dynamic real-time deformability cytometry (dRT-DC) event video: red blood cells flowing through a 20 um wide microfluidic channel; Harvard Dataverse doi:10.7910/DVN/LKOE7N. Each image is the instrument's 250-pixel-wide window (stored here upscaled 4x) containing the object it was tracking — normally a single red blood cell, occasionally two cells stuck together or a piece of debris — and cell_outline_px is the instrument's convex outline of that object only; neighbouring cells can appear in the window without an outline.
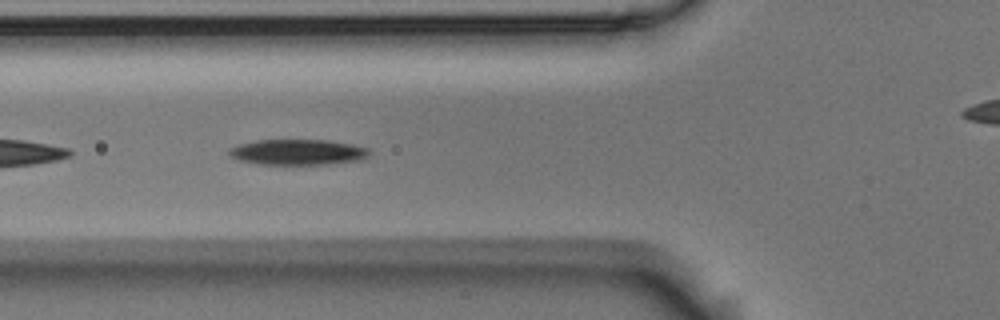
{"species": "Egyptian fruit bat (a non-hibernating species)", "species_latin": "Rousettus aegyptiacus", "temperature_condition": "room temperature", "stored_images_in_passage": 41, "camera_frame_rate_fps": 3000, "um_per_image_px": 0.085, "animal": {"sex": "male"}, "frame": {"image": 1, "passage_image": 4, "time_ms": 1.0, "image_size_px": [1000, 320], "cell_outline_px": [[368, 156], [360, 160], [324, 164], [260, 164], [240, 160], [228, 156], [228, 148], [240, 144], [256, 140], [328, 140], [352, 144], [368, 148]], "centroid_in_image_um": [25.27, 12.92], "position_along_channel_um": 100.5, "area_um2": 20.81}}
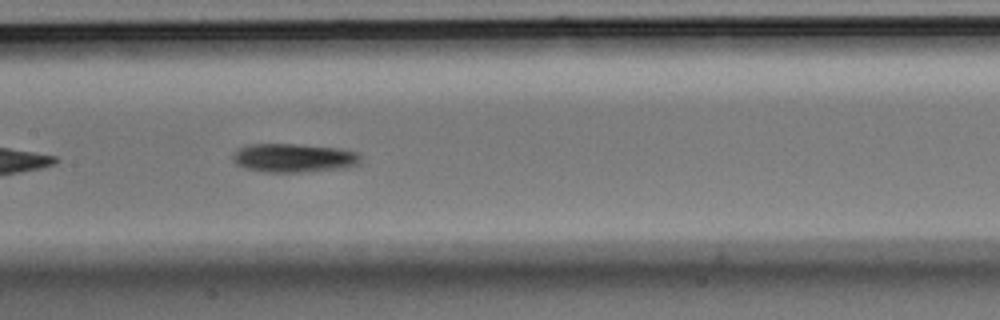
{"frame": {"image": 2, "passage_image": 11, "time_ms": 3.333, "image_size_px": [1000, 320], "cell_outline_px": [[360, 160], [356, 164], [344, 168], [300, 172], [264, 172], [244, 168], [236, 164], [232, 160], [232, 156], [240, 148], [248, 144], [292, 144], [336, 148], [356, 152], [360, 156]], "centroid_in_image_um": [24.91, 13.43], "position_along_channel_um": 182.5, "area_um2": 21.15}}
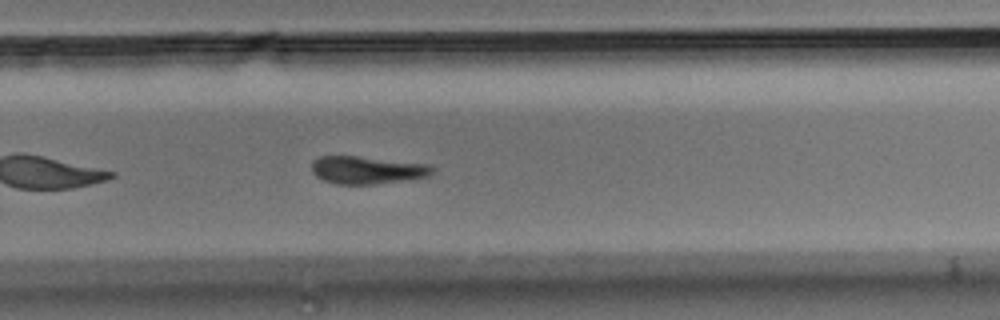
{"frame": {"image": 3, "passage_image": 21, "time_ms": 6.667, "image_size_px": [1000, 320], "cell_outline_px": [[436, 168], [428, 176], [376, 184], [336, 184], [324, 180], [316, 176], [312, 172], [312, 164], [320, 156], [356, 156], [428, 164]], "centroid_in_image_um": [31.2, 14.45], "position_along_channel_um": 298.6, "area_um2": 19.19}, "authors_computed_cell_mechanics": {"area_um2": 20.8658, "velocity_mm_per_s": 3.4955, "shape_relaxation_time_tau1_ms": 2.196, "shape_relaxation_time_tau2_ms": null, "deformation_change_tau1": 0.0775, "deformation_change_tau2": null}}